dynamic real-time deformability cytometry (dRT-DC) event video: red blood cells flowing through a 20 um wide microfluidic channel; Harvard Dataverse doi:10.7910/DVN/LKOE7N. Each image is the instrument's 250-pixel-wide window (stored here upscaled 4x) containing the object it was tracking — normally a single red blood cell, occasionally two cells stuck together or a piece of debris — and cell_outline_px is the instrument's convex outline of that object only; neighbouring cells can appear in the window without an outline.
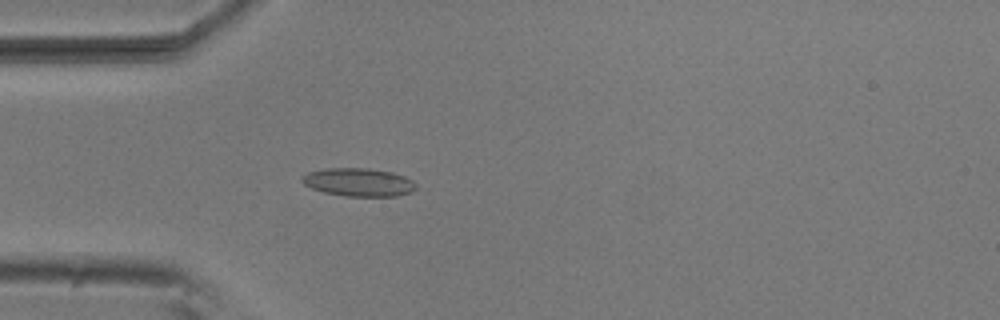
{"species": "common noctule bat (a hibernating species)", "species_latin": "Nyctalus noctula", "temperature_condition": "room temperature", "stored_images_in_passage": 4, "camera_frame_rate_fps": 3000, "um_per_image_px": 0.085, "animal": {"sex": "male", "body_mass_g": 20.5, "forearm_length_mm": 52.5}, "frame": {"image": 1, "passage_image": 4, "time_ms": 1.0, "image_size_px": [1000, 320], "cell_outline_px": [[416, 188], [412, 192], [396, 196], [344, 196], [324, 192], [312, 188], [304, 184], [300, 180], [308, 172], [328, 168], [368, 168], [392, 172], [404, 176], [412, 180], [416, 184]], "centroid_in_image_um": [30.5, 15.49], "position_along_channel_um": 54.5, "area_um2": 18.67}}